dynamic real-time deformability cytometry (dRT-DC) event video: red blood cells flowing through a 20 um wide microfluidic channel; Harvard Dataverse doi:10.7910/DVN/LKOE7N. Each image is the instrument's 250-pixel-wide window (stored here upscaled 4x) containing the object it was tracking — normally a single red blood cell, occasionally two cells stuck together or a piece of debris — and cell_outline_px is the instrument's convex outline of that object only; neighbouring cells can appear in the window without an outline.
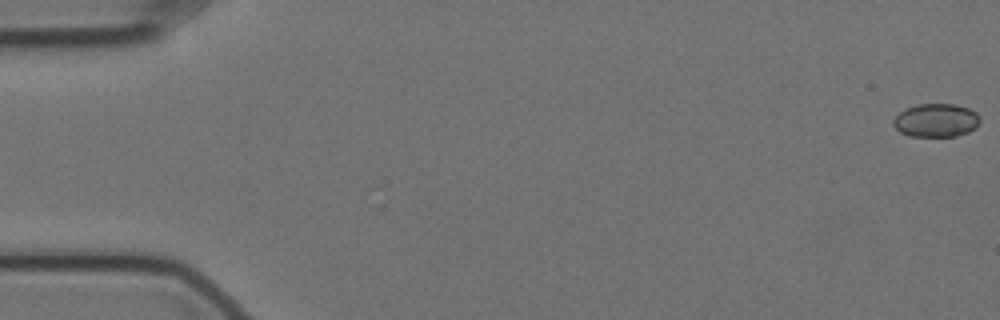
{"species": "Egyptian fruit bat (a non-hibernating species)", "species_latin": "Rousettus aegyptiacus", "temperature_condition": "cold", "stored_images_in_passage": 9, "camera_frame_rate_fps": 3000, "um_per_image_px": 0.085, "animal": {"sex": "female"}, "frame": {"image": 1, "passage_image": 1, "time_ms": 0.0, "image_size_px": [1000, 320], "cell_outline_px": [[980, 120], [976, 128], [968, 132], [956, 136], [908, 136], [900, 132], [892, 124], [892, 120], [904, 108], [916, 104], [956, 104], [968, 108], [976, 112], [980, 116]], "centroid_in_image_um": [79.56, 10.22], "position_along_channel_um": 5.4, "area_um2": 17.05}}